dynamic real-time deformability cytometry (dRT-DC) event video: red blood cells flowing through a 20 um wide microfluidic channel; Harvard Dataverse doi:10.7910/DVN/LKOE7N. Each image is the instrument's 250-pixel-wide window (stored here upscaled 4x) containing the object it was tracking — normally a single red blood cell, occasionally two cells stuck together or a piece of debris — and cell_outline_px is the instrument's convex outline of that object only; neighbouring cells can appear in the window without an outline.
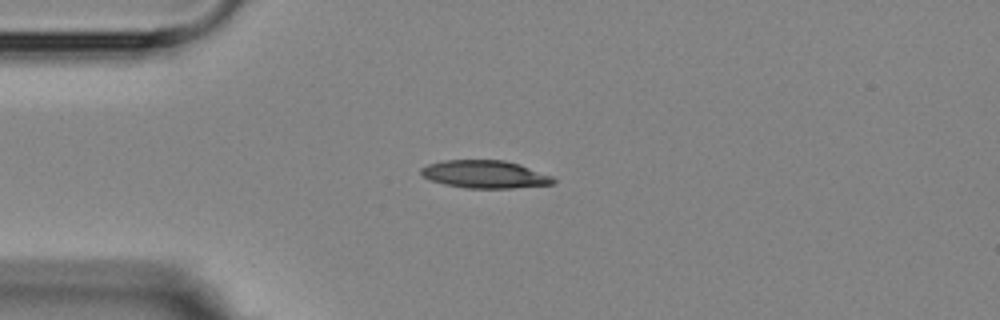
{"species": "Egyptian fruit bat (a non-hibernating species)", "species_latin": "Rousettus aegyptiacus", "temperature_condition": "room temperature", "stored_images_in_passage": 2, "camera_frame_rate_fps": 3000, "um_per_image_px": 0.085, "animal": {"sex": "female"}, "frame": {"image": 1, "passage_image": 1, "time_ms": 0.0, "image_size_px": [1000, 320], "cell_outline_px": [[556, 184], [512, 188], [468, 188], [444, 184], [420, 176], [420, 168], [428, 164], [444, 160], [504, 160], [520, 164], [552, 176], [556, 180]], "centroid_in_image_um": [41.22, 14.81], "position_along_channel_um": 43.8, "area_um2": 21.5}}